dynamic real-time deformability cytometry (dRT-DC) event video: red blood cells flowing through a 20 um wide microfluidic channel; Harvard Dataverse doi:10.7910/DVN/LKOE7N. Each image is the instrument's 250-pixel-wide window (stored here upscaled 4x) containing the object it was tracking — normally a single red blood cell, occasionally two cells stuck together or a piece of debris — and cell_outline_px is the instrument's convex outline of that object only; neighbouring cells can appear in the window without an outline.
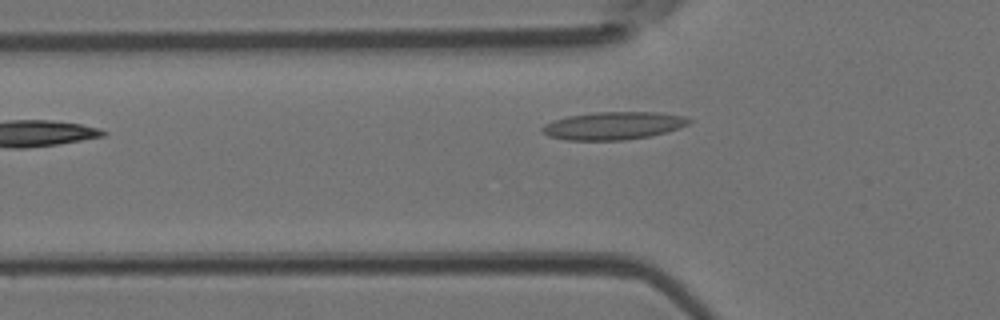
{"species": "Egyptian fruit bat (a non-hibernating species)", "species_latin": "Rousettus aegyptiacus", "temperature_condition": "room temperature", "stored_images_in_passage": 4, "camera_frame_rate_fps": 3000, "um_per_image_px": 0.085, "animal": {"sex": "female"}, "frame": {"image": 1, "passage_image": 3, "time_ms": 0.667, "image_size_px": [1000, 320], "cell_outline_px": [[692, 120], [688, 124], [680, 128], [652, 136], [624, 140], [568, 140], [548, 136], [540, 128], [544, 124], [552, 120], [568, 116], [596, 112], [656, 112], [684, 116]], "centroid_in_image_um": [52.14, 10.68], "position_along_channel_um": 73.7, "area_um2": 23.81}}
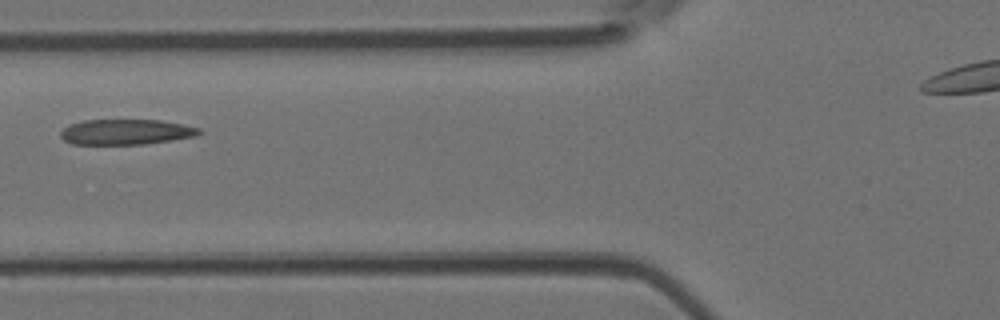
{"frame": {"image": 2, "passage_image": 4, "time_ms": 1.0, "image_size_px": [1000, 320], "cell_outline_px": [[204, 132], [196, 136], [172, 140], [144, 144], [72, 144], [64, 140], [60, 136], [60, 132], [68, 124], [84, 120], [160, 120], [184, 124], [200, 128]], "centroid_in_image_um": [10.73, 11.21], "position_along_channel_um": 115.1, "area_um2": 20.63}}